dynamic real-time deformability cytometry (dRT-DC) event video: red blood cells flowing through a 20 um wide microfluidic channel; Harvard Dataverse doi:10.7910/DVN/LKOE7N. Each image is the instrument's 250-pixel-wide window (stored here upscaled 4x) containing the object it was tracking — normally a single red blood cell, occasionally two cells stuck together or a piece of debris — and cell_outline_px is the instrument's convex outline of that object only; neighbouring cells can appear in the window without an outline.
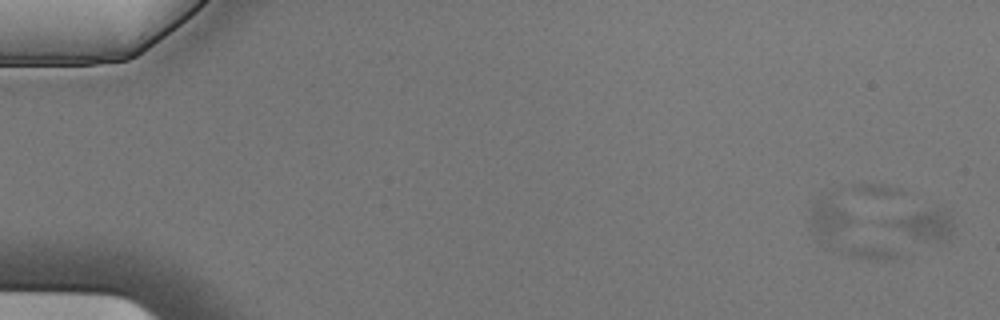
{"species": "Egyptian fruit bat (a non-hibernating species)", "species_latin": "Rousettus aegyptiacus", "temperature_condition": "cold", "stored_images_in_passage": 5, "camera_frame_rate_fps": 3000, "um_per_image_px": 0.085, "animal": {"sex": "male"}, "frame": {"image": 1, "passage_image": 1, "time_ms": 0.0, "image_size_px": [1000, 320], "cell_outline_px": [[952, 232], [940, 244], [924, 240], [880, 224], [888, 220], [916, 212], [944, 208], [948, 212], [952, 224]], "centroid_in_image_um": [78.55, 19.12], "position_along_channel_um": 6.4, "area_um2": 10.98}}